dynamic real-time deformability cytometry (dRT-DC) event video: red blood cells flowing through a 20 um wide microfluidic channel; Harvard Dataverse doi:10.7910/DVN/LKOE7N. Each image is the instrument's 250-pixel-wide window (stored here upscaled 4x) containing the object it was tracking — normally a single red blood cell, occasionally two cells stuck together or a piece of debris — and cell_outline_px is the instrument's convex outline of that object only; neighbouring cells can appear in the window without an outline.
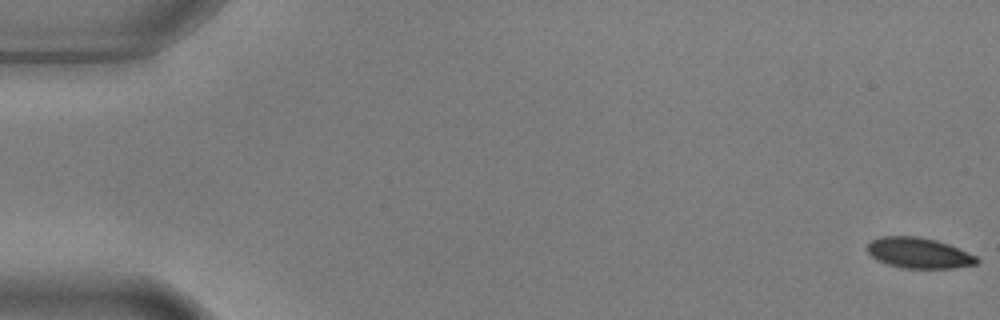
{"species": "common noctule bat (a hibernating species)", "species_latin": "Nyctalus noctula", "temperature_condition": "warm", "stored_images_in_passage": 5, "camera_frame_rate_fps": 3000, "um_per_image_px": 0.085, "animal": {"sex": "male", "body_mass_g": 17.9, "forearm_length_mm": 54.2}, "frame": {"image": 1, "passage_image": 1, "time_ms": 0.0, "image_size_px": [1000, 320], "cell_outline_px": [[980, 260], [976, 264], [952, 268], [900, 268], [876, 260], [868, 252], [868, 244], [872, 240], [880, 236], [916, 236], [936, 240], [948, 244], [976, 256]], "centroid_in_image_um": [78.08, 21.5], "position_along_channel_um": 6.9, "area_um2": 19.42}}